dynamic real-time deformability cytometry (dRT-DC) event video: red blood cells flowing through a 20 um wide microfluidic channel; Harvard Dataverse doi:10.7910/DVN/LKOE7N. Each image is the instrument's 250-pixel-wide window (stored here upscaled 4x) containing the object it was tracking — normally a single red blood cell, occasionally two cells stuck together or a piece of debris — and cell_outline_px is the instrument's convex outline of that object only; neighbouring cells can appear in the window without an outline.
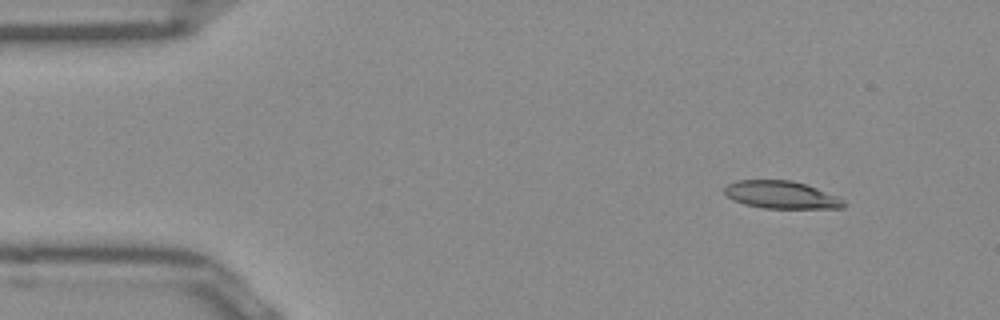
{"species": "Egyptian fruit bat (a non-hibernating species)", "species_latin": "Rousettus aegyptiacus", "temperature_condition": "room temperature", "stored_images_in_passage": 47, "camera_frame_rate_fps": 3000, "um_per_image_px": 0.085, "frame": {"image": 1, "passage_image": 1, "time_ms": 0.0, "image_size_px": [1000, 320], "cell_outline_px": [[848, 204], [844, 208], [764, 208], [744, 204], [728, 196], [724, 192], [724, 188], [728, 184], [736, 180], [792, 180], [840, 196]], "centroid_in_image_um": [66.47, 16.56], "position_along_channel_um": 18.5, "area_um2": 19.19}}
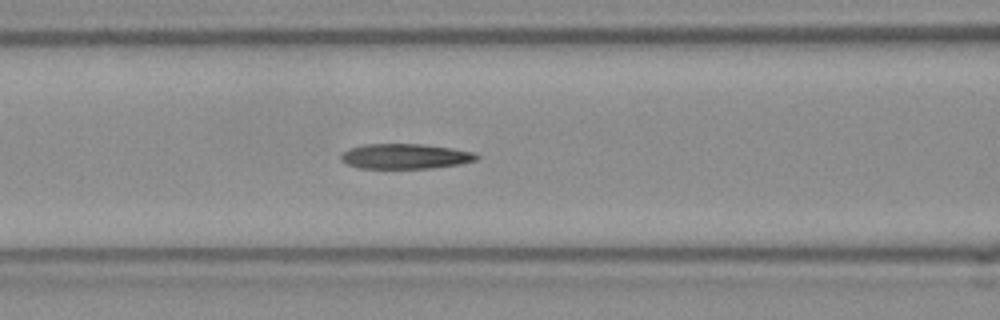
{"frame": {"image": 2, "passage_image": 16, "time_ms": 5.0, "image_size_px": [1000, 320], "cell_outline_px": [[480, 156], [476, 160], [460, 164], [432, 168], [356, 168], [344, 164], [340, 160], [340, 156], [348, 148], [364, 144], [420, 144], [452, 148], [472, 152]], "centroid_in_image_um": [34.38, 13.29], "position_along_channel_um": 132.2, "area_um2": 19.94}}
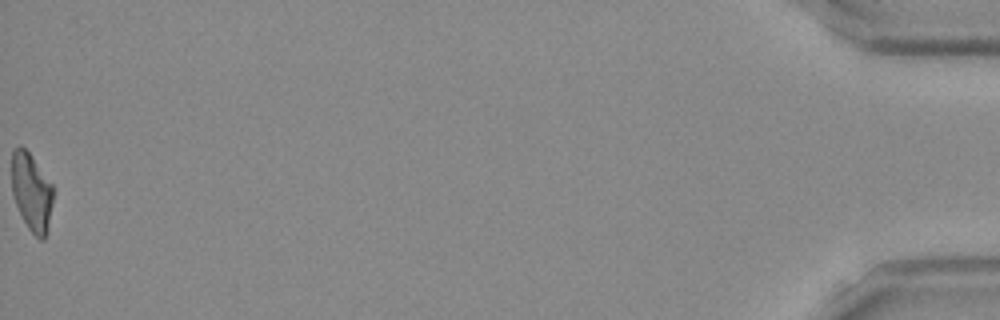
{"frame": {"image": 3, "passage_image": 47, "time_ms": 15.333, "image_size_px": [1000, 320], "cell_outline_px": [[52, 200], [48, 232], [44, 240], [40, 240], [28, 228], [12, 196], [12, 148], [20, 144], [28, 152], [52, 184]], "centroid_in_image_um": [2.67, 16.33], "position_along_channel_um": 432.5, "area_um2": 18.67}, "authors_computed_cell_mechanics": {"area_um2": 19.9988, "velocity_mm_per_s": 3.9485, "shape_relaxation_time_tau1_ms": null, "shape_relaxation_time_tau2_ms": 2.871, "deformation_change_tau1": null, "deformation_change_tau2": 0.124}}